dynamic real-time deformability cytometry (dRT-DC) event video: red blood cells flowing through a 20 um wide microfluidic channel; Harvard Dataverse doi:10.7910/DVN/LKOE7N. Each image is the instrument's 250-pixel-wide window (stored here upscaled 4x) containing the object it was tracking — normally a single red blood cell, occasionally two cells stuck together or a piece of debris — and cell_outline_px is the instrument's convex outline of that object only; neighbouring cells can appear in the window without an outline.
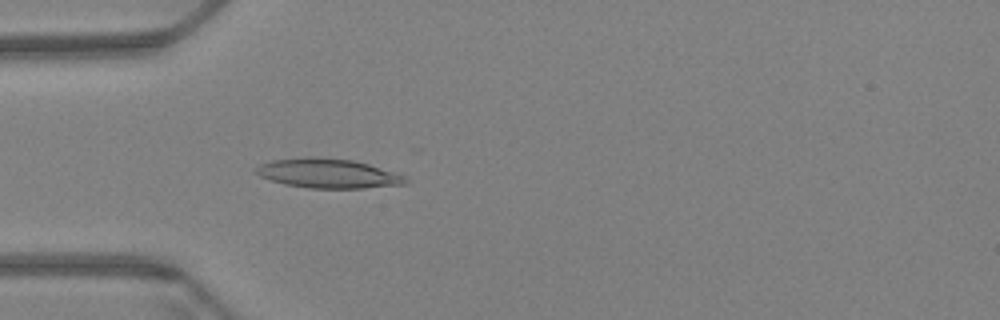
{"species": "Egyptian fruit bat (a non-hibernating species)", "species_latin": "Rousettus aegyptiacus", "temperature_condition": "warm", "stored_images_in_passage": 31, "camera_frame_rate_fps": 3000, "um_per_image_px": 0.085, "animal": {"sex": "female"}, "frame": {"image": 1, "passage_image": 15, "time_ms": 4.667, "image_size_px": [1000, 320], "cell_outline_px": [[408, 184], [364, 188], [308, 188], [284, 184], [260, 176], [252, 172], [252, 168], [260, 164], [272, 160], [304, 156], [320, 156], [352, 160], [368, 164], [404, 176], [408, 180]], "centroid_in_image_um": [27.81, 14.73], "position_along_channel_um": 57.2, "area_um2": 25.89}}
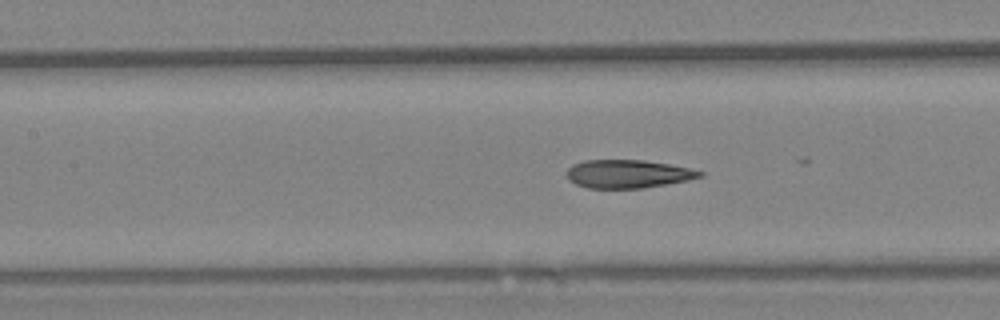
{"frame": {"image": 2, "passage_image": 24, "time_ms": 7.667, "image_size_px": [1000, 320], "cell_outline_px": [[704, 176], [688, 180], [644, 188], [588, 188], [576, 184], [568, 180], [564, 172], [572, 164], [584, 160], [644, 160], [668, 164], [688, 168], [704, 172]], "centroid_in_image_um": [53.32, 14.78], "position_along_channel_um": 154.1, "area_um2": 22.02}}
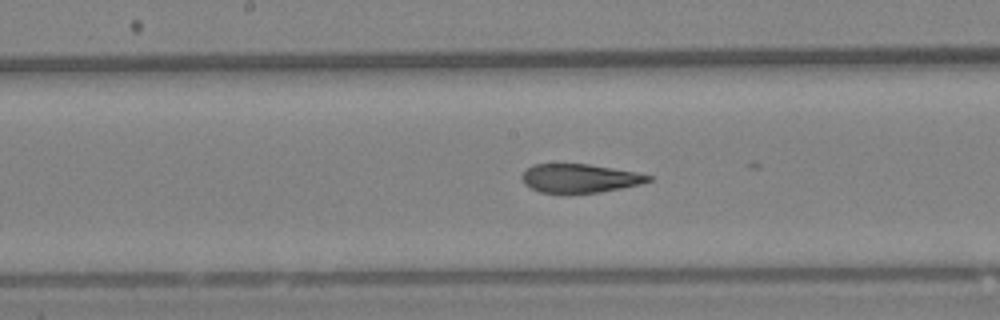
{"frame": {"image": 3, "passage_image": 28, "time_ms": 9.0, "image_size_px": [1000, 320], "cell_outline_px": [[652, 180], [640, 184], [600, 192], [564, 196], [540, 192], [524, 184], [520, 176], [532, 164], [588, 164], [636, 172], [652, 176]], "centroid_in_image_um": [49.23, 15.19], "position_along_channel_um": 199.0, "area_um2": 21.68}}